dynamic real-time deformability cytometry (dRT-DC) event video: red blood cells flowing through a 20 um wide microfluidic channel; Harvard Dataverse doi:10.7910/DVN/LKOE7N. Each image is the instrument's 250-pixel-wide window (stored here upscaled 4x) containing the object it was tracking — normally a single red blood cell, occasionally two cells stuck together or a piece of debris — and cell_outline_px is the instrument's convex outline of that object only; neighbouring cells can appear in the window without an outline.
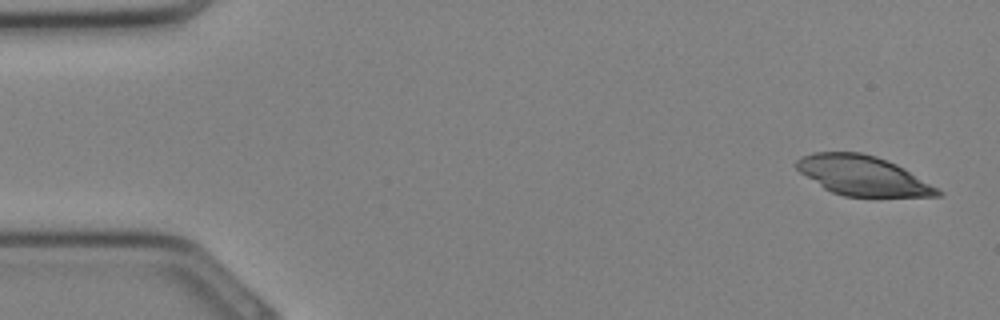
{"species": "Egyptian fruit bat (a non-hibernating species)", "species_latin": "Rousettus aegyptiacus", "temperature_condition": "cold", "stored_images_in_passage": 32, "camera_frame_rate_fps": 3000, "um_per_image_px": 0.085, "animal": {"sex": "female"}, "frame": {"image": 1, "passage_image": 1, "time_ms": 0.0, "image_size_px": [1000, 320], "cell_outline_px": [[944, 192], [940, 196], [844, 196], [832, 192], [824, 188], [800, 172], [792, 164], [800, 156], [812, 152], [860, 152], [876, 156], [896, 164], [904, 168]], "centroid_in_image_um": [73.29, 14.91], "position_along_channel_um": 11.7, "area_um2": 32.43}}
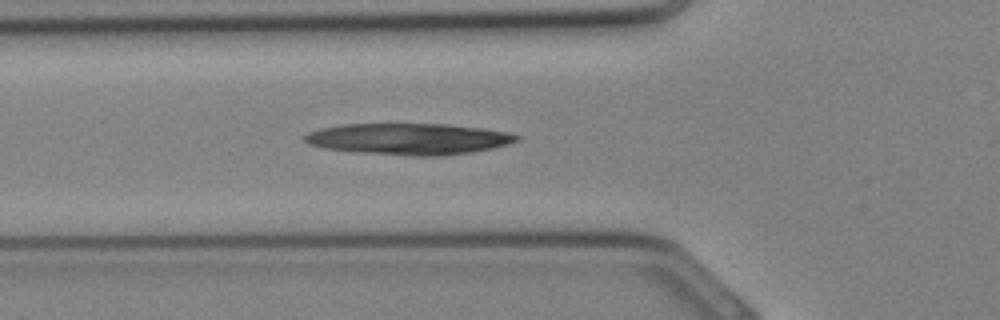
{"frame": {"image": 2, "passage_image": 11, "time_ms": 3.333, "image_size_px": [1000, 320], "cell_outline_px": [[520, 140], [508, 144], [492, 148], [472, 152], [440, 156], [416, 156], [352, 152], [324, 148], [308, 144], [300, 136], [308, 132], [320, 128], [340, 124], [448, 124], [484, 128], [504, 132], [520, 136]], "centroid_in_image_um": [34.68, 11.81], "position_along_channel_um": 91.1, "area_um2": 39.02}}
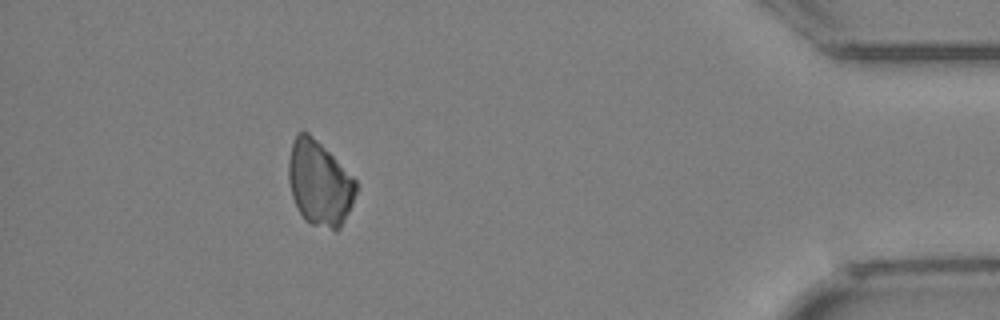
{"frame": {"image": 3, "passage_image": 29, "time_ms": 9.333, "image_size_px": [1000, 320], "cell_outline_px": [[356, 192], [352, 204], [340, 228], [336, 232], [312, 224], [304, 220], [292, 196], [288, 180], [288, 160], [292, 144], [296, 132], [308, 132], [356, 180]], "centroid_in_image_um": [27.13, 15.6], "position_along_channel_um": 408.1, "area_um2": 33.0}}